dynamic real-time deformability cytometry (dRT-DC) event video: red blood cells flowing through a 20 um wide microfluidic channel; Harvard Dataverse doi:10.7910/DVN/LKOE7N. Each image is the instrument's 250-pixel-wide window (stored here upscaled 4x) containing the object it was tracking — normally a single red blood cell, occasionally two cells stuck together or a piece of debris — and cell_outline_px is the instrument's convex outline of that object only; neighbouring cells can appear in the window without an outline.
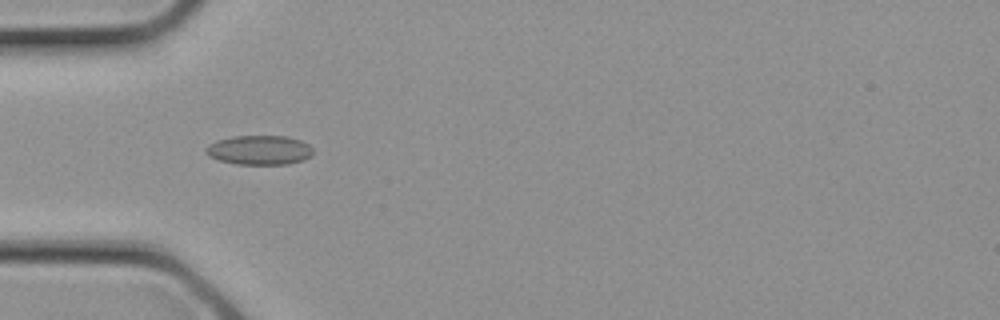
{"species": "common noctule bat (a hibernating species)", "species_latin": "Nyctalus noctula", "temperature_condition": "cold", "stored_images_in_passage": 9, "camera_frame_rate_fps": 3000, "um_per_image_px": 0.085, "animal": {"sex": "female", "body_mass_g": 21.9}, "frame": {"image": 1, "passage_image": 4, "time_ms": 1.0, "image_size_px": [1000, 320], "cell_outline_px": [[312, 156], [304, 160], [288, 164], [236, 164], [220, 160], [208, 156], [204, 152], [204, 148], [208, 144], [216, 140], [232, 136], [288, 136], [300, 140], [308, 144], [312, 148]], "centroid_in_image_um": [22.03, 12.75], "position_along_channel_um": 63.0, "area_um2": 18.55}}
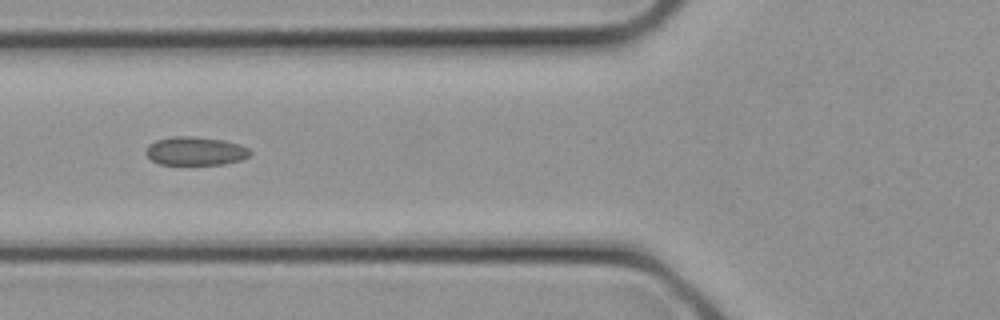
{"frame": {"image": 2, "passage_image": 6, "time_ms": 1.667, "image_size_px": [1000, 320], "cell_outline_px": [[252, 152], [248, 156], [240, 160], [224, 164], [160, 164], [152, 160], [144, 152], [148, 144], [156, 140], [172, 136], [192, 136], [224, 140], [240, 144], [248, 148]], "centroid_in_image_um": [16.6, 12.83], "position_along_channel_um": 109.2, "area_um2": 17.34}}
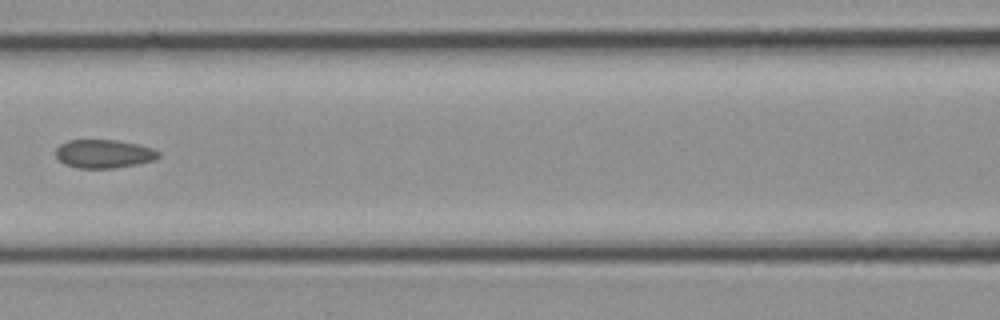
{"frame": {"image": 3, "passage_image": 8, "time_ms": 2.333, "image_size_px": [1000, 320], "cell_outline_px": [[160, 156], [156, 160], [116, 168], [76, 168], [64, 164], [56, 156], [56, 148], [60, 144], [68, 140], [116, 140], [140, 144], [152, 148], [160, 152]], "centroid_in_image_um": [8.85, 13.07], "position_along_channel_um": 157.8, "area_um2": 17.22}}